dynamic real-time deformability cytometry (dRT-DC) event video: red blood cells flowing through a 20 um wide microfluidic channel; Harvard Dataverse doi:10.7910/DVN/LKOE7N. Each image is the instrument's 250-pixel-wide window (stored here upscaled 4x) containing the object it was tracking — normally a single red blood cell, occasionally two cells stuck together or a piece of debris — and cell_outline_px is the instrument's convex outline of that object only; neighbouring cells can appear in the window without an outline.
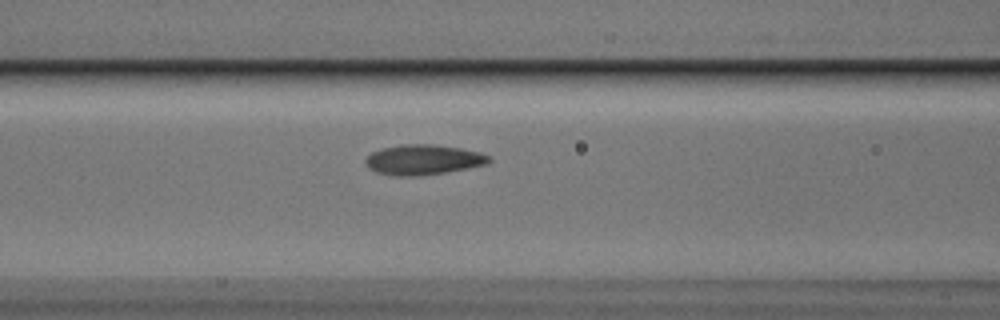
{"species": "Egyptian fruit bat (a non-hibernating species)", "species_latin": "Rousettus aegyptiacus", "temperature_condition": "cold", "stored_images_in_passage": 18, "camera_frame_rate_fps": 3000, "um_per_image_px": 0.085, "animal": {"sex": "male"}, "frame": {"image": 1, "passage_image": 13, "time_ms": 4.0, "image_size_px": [1000, 320], "cell_outline_px": [[492, 160], [488, 164], [468, 168], [444, 172], [416, 176], [396, 176], [376, 172], [368, 168], [364, 164], [364, 160], [372, 152], [384, 148], [400, 144], [432, 144], [460, 148], [480, 152], [488, 156]], "centroid_in_image_um": [35.96, 13.57], "position_along_channel_um": 130.6, "area_um2": 21.68}}
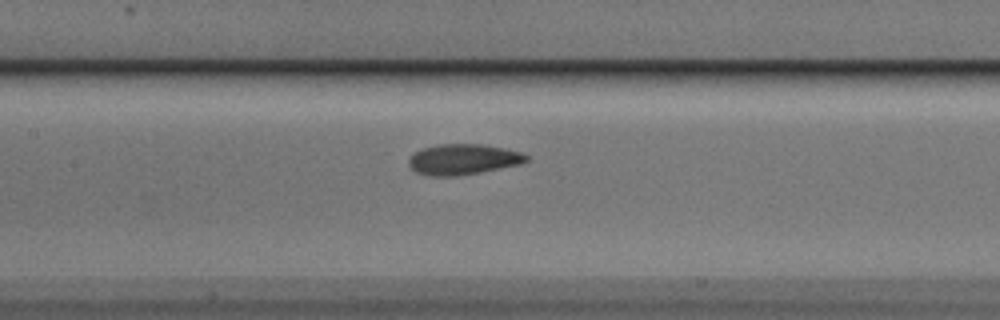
{"frame": {"image": 2, "passage_image": 16, "time_ms": 5.0, "image_size_px": [1000, 320], "cell_outline_px": [[528, 160], [520, 164], [460, 176], [428, 176], [416, 172], [408, 164], [408, 160], [416, 152], [424, 148], [440, 144], [484, 144], [504, 148], [520, 152], [528, 156]], "centroid_in_image_um": [39.37, 13.55], "position_along_channel_um": 168.0, "area_um2": 20.87}}